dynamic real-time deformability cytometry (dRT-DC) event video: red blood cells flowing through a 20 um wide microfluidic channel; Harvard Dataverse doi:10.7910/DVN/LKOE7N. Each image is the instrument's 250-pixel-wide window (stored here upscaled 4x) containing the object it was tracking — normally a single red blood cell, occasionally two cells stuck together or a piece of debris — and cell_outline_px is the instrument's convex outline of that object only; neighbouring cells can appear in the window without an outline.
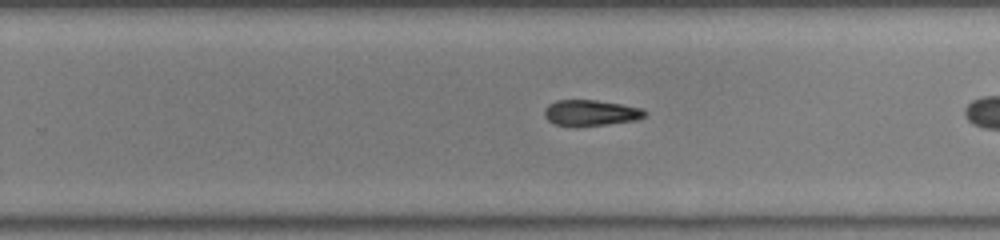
{"species": "common noctule bat (a hibernating species)", "species_latin": "Nyctalus noctula", "temperature_condition": "warm", "stored_images_in_passage": 22, "camera_frame_rate_fps": 3000, "um_per_image_px": 0.085, "animal": {"sex": "male", "body_mass_g": 19.0, "forearm_length_mm": 50.8}, "frame": {"image": 1, "passage_image": 16, "time_ms": 5.0, "image_size_px": [1000, 240], "cell_outline_px": [[648, 112], [644, 116], [636, 120], [608, 124], [576, 128], [552, 124], [544, 116], [544, 108], [548, 104], [556, 100], [596, 100], [644, 108]], "centroid_in_image_um": [50.17, 9.61], "position_along_channel_um": 279.6, "area_um2": 15.61}}
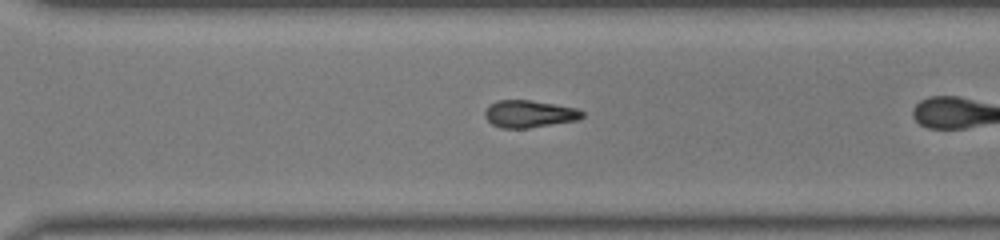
{"frame": {"image": 2, "passage_image": 19, "time_ms": 6.0, "image_size_px": [1000, 240], "cell_outline_px": [[584, 116], [580, 120], [528, 128], [500, 128], [492, 124], [484, 116], [484, 112], [496, 100], [528, 100], [576, 108], [584, 112]], "centroid_in_image_um": [45.0, 9.69], "position_along_channel_um": 325.6, "area_um2": 15.37}}